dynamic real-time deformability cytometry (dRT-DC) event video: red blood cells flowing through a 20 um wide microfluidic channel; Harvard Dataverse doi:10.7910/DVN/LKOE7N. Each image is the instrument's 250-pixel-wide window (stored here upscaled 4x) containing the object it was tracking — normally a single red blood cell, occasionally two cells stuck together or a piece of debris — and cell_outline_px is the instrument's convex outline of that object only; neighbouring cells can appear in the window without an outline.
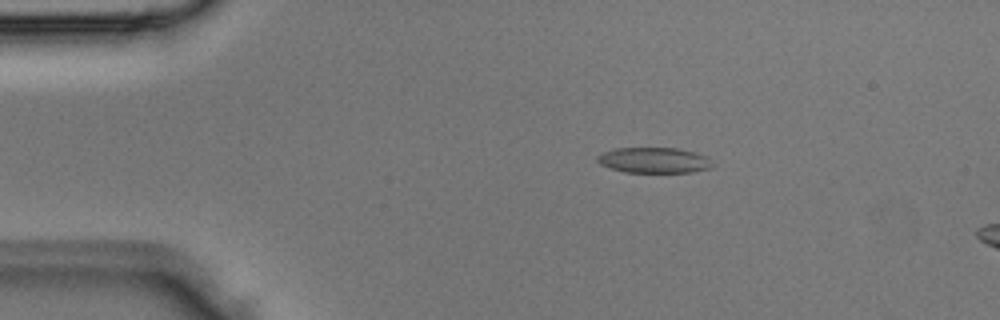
{"species": "Egyptian fruit bat (a non-hibernating species)", "species_latin": "Rousettus aegyptiacus", "temperature_condition": "room temperature", "stored_images_in_passage": 3, "camera_frame_rate_fps": 3000, "um_per_image_px": 0.085, "animal": {"sex": "male"}, "frame": {"image": 1, "passage_image": 1, "time_ms": 0.0, "image_size_px": [1000, 320], "cell_outline_px": [[712, 168], [692, 172], [624, 172], [600, 164], [596, 160], [596, 156], [612, 148], [680, 148], [696, 152], [704, 156], [708, 160]], "centroid_in_image_um": [55.55, 13.61], "position_along_channel_um": 29.4, "area_um2": 17.05}}